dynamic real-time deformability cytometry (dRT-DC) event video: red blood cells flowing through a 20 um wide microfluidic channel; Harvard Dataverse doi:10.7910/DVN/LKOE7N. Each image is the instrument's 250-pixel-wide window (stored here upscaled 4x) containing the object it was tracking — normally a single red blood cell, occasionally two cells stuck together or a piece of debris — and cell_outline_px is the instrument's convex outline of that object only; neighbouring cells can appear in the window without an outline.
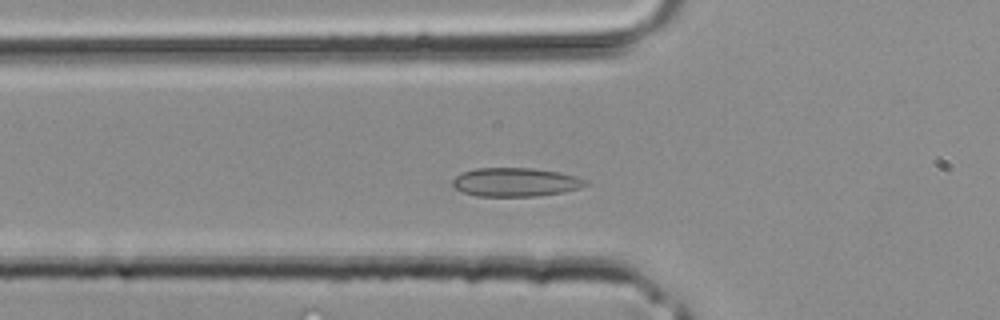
{"species": "common noctule bat (a hibernating species)", "species_latin": "Nyctalus noctula", "temperature_condition": "room temperature", "stored_images_in_passage": 35, "camera_frame_rate_fps": 3000, "um_per_image_px": 0.085, "animal": {"sex": "male", "body_mass_g": 20.4}, "frame": {"image": 1, "passage_image": 9, "time_ms": 2.667, "image_size_px": [1000, 320], "cell_outline_px": [[588, 184], [580, 188], [564, 192], [540, 196], [476, 196], [464, 192], [456, 188], [452, 184], [452, 180], [456, 176], [464, 172], [476, 168], [532, 168], [560, 172], [576, 176], [588, 180]], "centroid_in_image_um": [43.86, 15.48], "position_along_channel_um": 81.9, "area_um2": 22.31}}
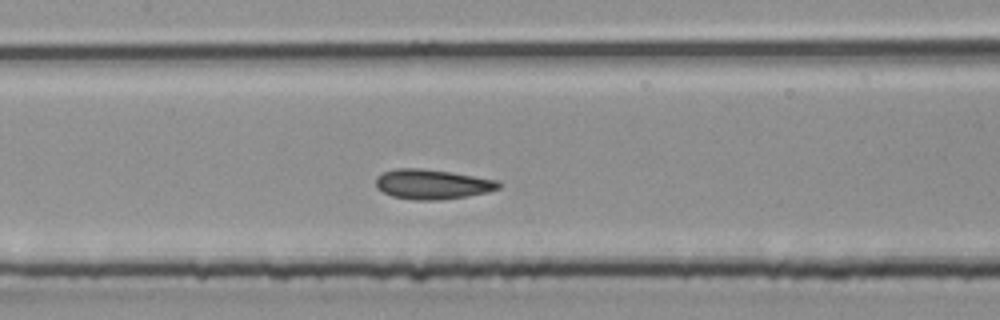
{"frame": {"image": 2, "passage_image": 14, "time_ms": 4.333, "image_size_px": [1000, 320], "cell_outline_px": [[504, 184], [500, 188], [488, 192], [468, 196], [440, 200], [416, 200], [392, 196], [376, 188], [376, 176], [384, 172], [396, 168], [420, 168], [452, 172], [496, 180]], "centroid_in_image_um": [36.76, 15.66], "position_along_channel_um": 170.6, "area_um2": 21.44}}
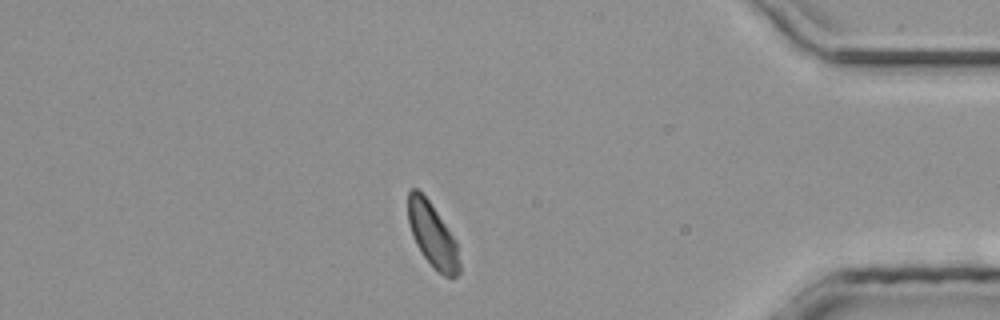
{"frame": {"image": 3, "passage_image": 29, "time_ms": 9.333, "image_size_px": [1000, 320], "cell_outline_px": [[460, 272], [452, 280], [444, 276], [424, 256], [416, 244], [408, 220], [408, 192], [412, 188], [416, 188], [428, 200], [456, 240], [460, 264]], "centroid_in_image_um": [36.78, 20.01], "position_along_channel_um": 398.4, "area_um2": 18.79}}